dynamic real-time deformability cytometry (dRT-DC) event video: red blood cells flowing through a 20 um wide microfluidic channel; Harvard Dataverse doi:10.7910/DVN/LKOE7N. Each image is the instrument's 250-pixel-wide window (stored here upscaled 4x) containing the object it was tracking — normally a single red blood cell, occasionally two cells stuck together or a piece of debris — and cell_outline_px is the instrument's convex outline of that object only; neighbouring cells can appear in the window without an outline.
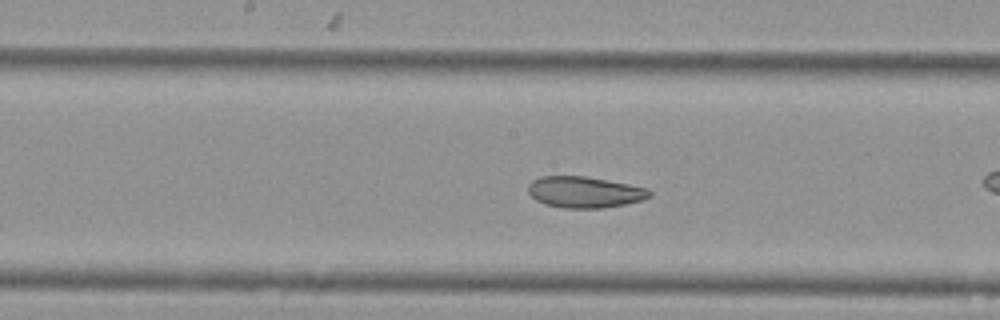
{"species": "Egyptian fruit bat (a non-hibernating species)", "species_latin": "Rousettus aegyptiacus", "temperature_condition": "cold", "stored_images_in_passage": 17, "camera_frame_rate_fps": 3000, "um_per_image_px": 0.085, "animal": {"sex": "female"}, "frame": {"image": 1, "passage_image": 12, "time_ms": 3.667, "image_size_px": [1000, 320], "cell_outline_px": [[652, 196], [640, 200], [624, 204], [600, 208], [564, 208], [544, 204], [536, 200], [528, 192], [528, 184], [532, 180], [540, 176], [584, 176], [628, 184], [648, 188], [652, 192]], "centroid_in_image_um": [49.66, 16.33], "position_along_channel_um": 198.5, "area_um2": 22.02}}
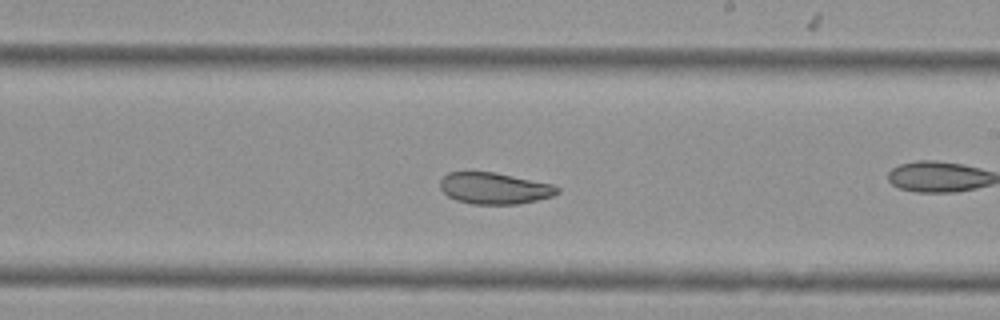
{"frame": {"image": 2, "passage_image": 16, "time_ms": 5.0, "image_size_px": [1000, 320], "cell_outline_px": [[560, 192], [552, 196], [536, 200], [516, 204], [472, 204], [456, 200], [448, 196], [440, 188], [440, 180], [448, 172], [496, 172], [552, 184], [560, 188]], "centroid_in_image_um": [42.02, 16.0], "position_along_channel_um": 247.0, "area_um2": 21.44}}